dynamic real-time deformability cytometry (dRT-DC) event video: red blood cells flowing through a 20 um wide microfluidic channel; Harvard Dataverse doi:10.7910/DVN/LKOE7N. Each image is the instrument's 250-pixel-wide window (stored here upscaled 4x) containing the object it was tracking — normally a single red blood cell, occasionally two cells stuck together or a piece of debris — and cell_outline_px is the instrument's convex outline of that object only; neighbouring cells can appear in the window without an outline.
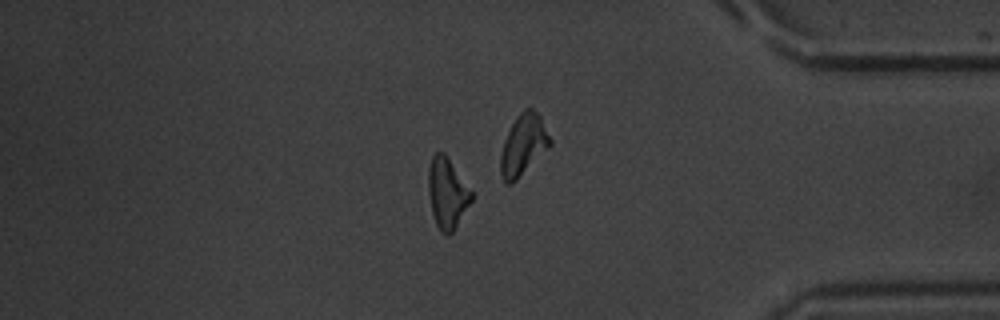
{"species": "common noctule bat (a hibernating species)", "species_latin": "Nyctalus noctula", "temperature_condition": "warm", "stored_images_in_passage": 54, "camera_frame_rate_fps": 3000, "um_per_image_px": 0.085, "animal": {"sex": "male", "body_mass_g": 20.1, "forearm_length_mm": 53.5}, "frame": {"image": 1, "passage_image": 46, "time_ms": 15.0, "image_size_px": [1000, 320], "cell_outline_px": [[472, 200], [452, 232], [448, 236], [436, 224], [432, 212], [428, 192], [428, 168], [432, 156], [436, 152], [444, 152], [472, 192]], "centroid_in_image_um": [37.99, 16.39], "position_along_channel_um": 397.2, "area_um2": 17.34}}
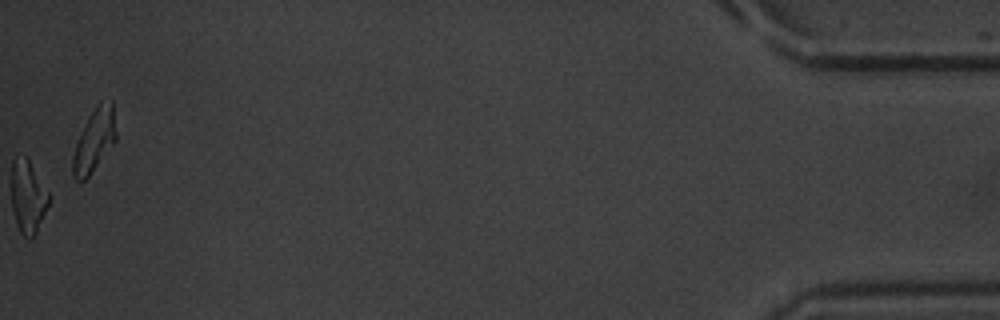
{"frame": {"image": 2, "passage_image": 54, "time_ms": 17.667, "image_size_px": [1000, 320], "cell_outline_px": [[116, 140], [88, 176], [84, 180], [76, 180], [72, 176], [72, 156], [80, 132], [88, 116], [96, 104], [100, 100], [112, 100], [116, 132]], "centroid_in_image_um": [8.0, 11.88], "position_along_channel_um": 427.2, "area_um2": 15.84}, "authors_computed_cell_mechanics": {"area_um2": 18.1781, "velocity_mm_per_s": 3.8716, "shape_relaxation_time_tau1_ms": 4.2297, "shape_relaxation_time_tau2_ms": 9.6415, "deformation_change_tau1": 0.1831, "deformation_change_tau2": 0.2627}}